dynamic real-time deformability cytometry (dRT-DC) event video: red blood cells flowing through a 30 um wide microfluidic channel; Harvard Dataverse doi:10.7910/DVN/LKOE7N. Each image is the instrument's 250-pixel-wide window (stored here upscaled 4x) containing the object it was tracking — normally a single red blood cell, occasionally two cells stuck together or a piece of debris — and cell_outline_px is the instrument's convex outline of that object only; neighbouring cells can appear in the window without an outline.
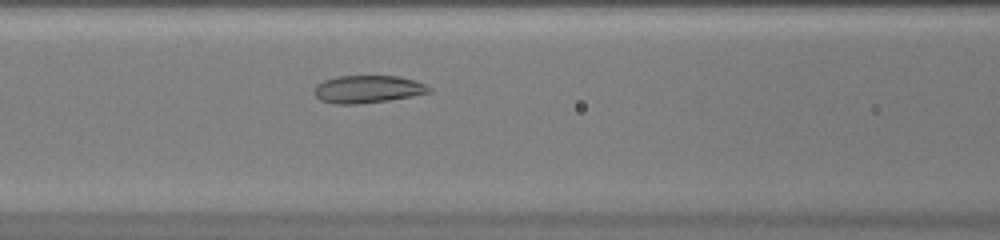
{"species": "common noctule bat (a hibernating species)", "species_latin": "Nyctalus noctula", "temperature_condition": "warm", "stored_images_in_passage": 40, "camera_frame_rate_fps": 3000, "um_per_image_px": 0.085, "animal": {"sex": "female", "body_mass_g": 20.0, "forearm_length_mm": 54.0}, "frame": {"image": 1, "passage_image": 12, "time_ms": 3.667, "image_size_px": [1000, 240], "cell_outline_px": [[432, 92], [412, 96], [388, 100], [356, 104], [336, 104], [320, 100], [312, 92], [316, 84], [324, 80], [336, 76], [396, 76], [416, 80], [432, 88]], "centroid_in_image_um": [31.24, 7.58], "position_along_channel_um": 135.4, "area_um2": 18.55}}
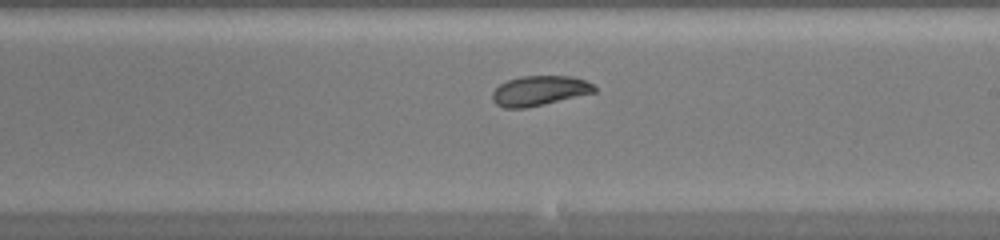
{"frame": {"image": 2, "passage_image": 20, "time_ms": 6.333, "image_size_px": [1000, 240], "cell_outline_px": [[596, 92], [544, 104], [524, 108], [504, 108], [496, 104], [492, 100], [492, 92], [500, 84], [508, 80], [520, 76], [572, 76], [584, 80], [592, 84], [596, 88]], "centroid_in_image_um": [45.83, 7.71], "position_along_channel_um": 243.2, "area_um2": 17.69}}
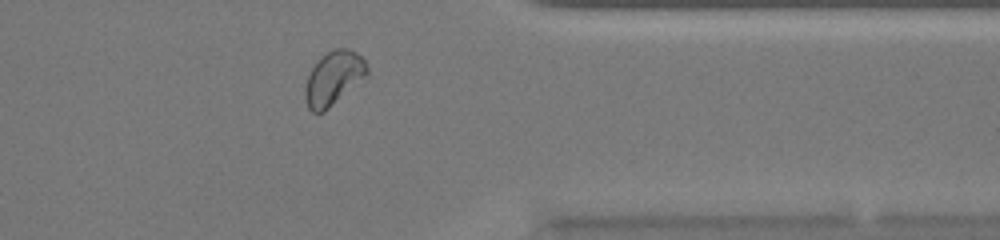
{"frame": {"image": 3, "passage_image": 31, "time_ms": 10.0, "image_size_px": [1000, 240], "cell_outline_px": [[368, 76], [324, 112], [312, 112], [308, 108], [304, 100], [304, 88], [308, 76], [312, 68], [328, 52], [336, 48], [348, 48], [356, 52], [364, 60], [368, 68]], "centroid_in_image_um": [28.36, 6.67], "position_along_channel_um": 383.0, "area_um2": 19.36}, "authors_computed_cell_mechanics": {"area_um2": 18.785, "velocity_mm_per_s": 4.0537, "shape_relaxation_time_tau1_ms": null, "shape_relaxation_time_tau2_ms": 1.2196, "deformation_change_tau1": null, "deformation_change_tau2": 0.0517}}